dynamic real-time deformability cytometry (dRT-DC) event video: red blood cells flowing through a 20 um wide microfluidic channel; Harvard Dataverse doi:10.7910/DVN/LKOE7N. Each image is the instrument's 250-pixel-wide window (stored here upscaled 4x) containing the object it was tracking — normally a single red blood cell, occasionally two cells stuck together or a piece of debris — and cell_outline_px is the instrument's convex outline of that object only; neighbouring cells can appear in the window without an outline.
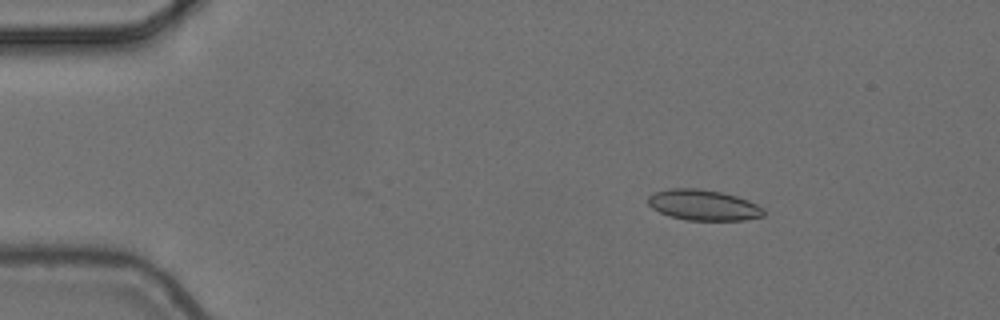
{"species": "common noctule bat (a hibernating species)", "species_latin": "Nyctalus noctula", "temperature_condition": "cold", "stored_images_in_passage": 3, "camera_frame_rate_fps": 3000, "um_per_image_px": 0.085, "animal": {"sex": "female", "body_mass_g": 24.6, "forearm_length_mm": 56.2}, "frame": {"image": 1, "passage_image": 3, "time_ms": 0.667, "image_size_px": [1000, 320], "cell_outline_px": [[764, 216], [744, 220], [688, 220], [672, 216], [660, 212], [652, 208], [648, 204], [648, 196], [656, 192], [668, 188], [696, 188], [720, 192], [736, 196], [748, 200], [764, 208]], "centroid_in_image_um": [59.8, 17.43], "position_along_channel_um": 25.2, "area_um2": 20.52}}